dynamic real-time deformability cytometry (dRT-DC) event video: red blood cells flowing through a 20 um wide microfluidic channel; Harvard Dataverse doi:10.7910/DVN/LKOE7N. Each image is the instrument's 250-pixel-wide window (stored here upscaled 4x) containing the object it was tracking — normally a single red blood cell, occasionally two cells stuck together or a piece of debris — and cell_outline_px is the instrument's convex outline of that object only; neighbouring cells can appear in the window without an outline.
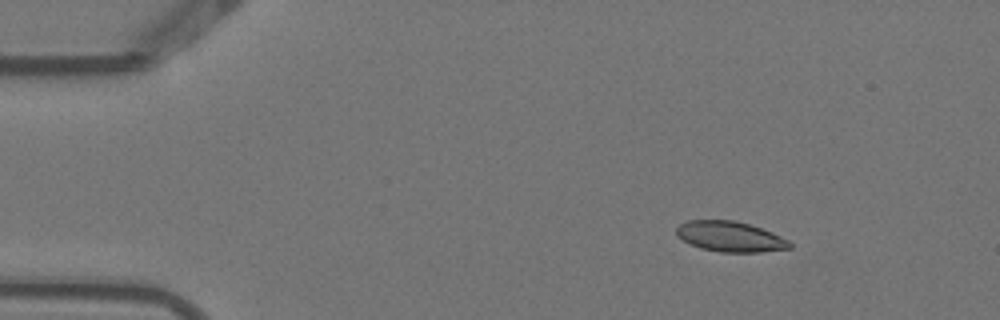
{"species": "Egyptian fruit bat (a non-hibernating species)", "species_latin": "Rousettus aegyptiacus", "temperature_condition": "warm", "stored_images_in_passage": 5, "camera_frame_rate_fps": 3000, "um_per_image_px": 0.085, "animal": {"sex": "female"}, "frame": {"image": 1, "passage_image": 3, "time_ms": 0.667, "image_size_px": [1000, 320], "cell_outline_px": [[792, 248], [760, 252], [720, 252], [700, 248], [676, 236], [676, 228], [680, 224], [688, 220], [736, 220], [772, 232], [788, 240], [792, 244]], "centroid_in_image_um": [62.06, 20.11], "position_along_channel_um": 22.9, "area_um2": 20.0}}